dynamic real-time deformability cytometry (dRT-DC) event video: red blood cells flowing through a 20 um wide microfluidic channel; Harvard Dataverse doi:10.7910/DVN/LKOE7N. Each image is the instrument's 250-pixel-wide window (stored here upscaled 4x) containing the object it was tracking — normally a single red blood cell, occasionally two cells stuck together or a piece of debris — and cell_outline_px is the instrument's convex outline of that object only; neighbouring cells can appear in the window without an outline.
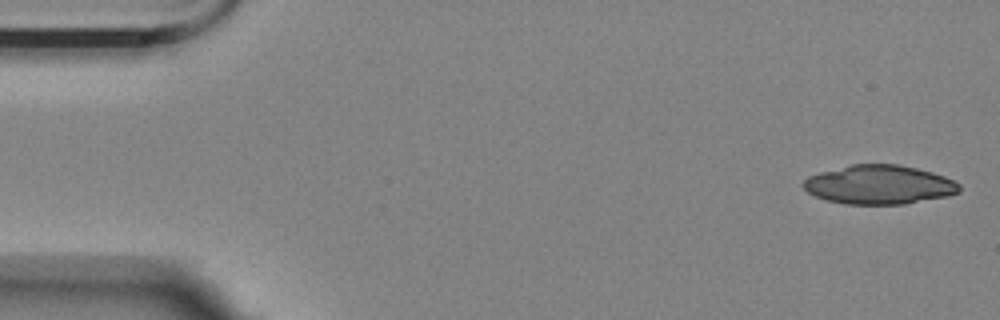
{"species": "Egyptian fruit bat (a non-hibernating species)", "species_latin": "Rousettus aegyptiacus", "temperature_condition": "room temperature", "stored_images_in_passage": 6, "camera_frame_rate_fps": 3000, "um_per_image_px": 0.085, "animal": {"sex": "female"}, "frame": {"image": 1, "passage_image": 1, "time_ms": 0.0, "image_size_px": [1000, 320], "cell_outline_px": [[960, 192], [948, 196], [904, 204], [844, 204], [828, 200], [816, 196], [808, 192], [804, 188], [804, 180], [808, 176], [820, 172], [852, 164], [900, 164], [932, 172], [944, 176], [960, 184]], "centroid_in_image_um": [74.75, 15.7], "position_along_channel_um": 10.3, "area_um2": 35.37}}